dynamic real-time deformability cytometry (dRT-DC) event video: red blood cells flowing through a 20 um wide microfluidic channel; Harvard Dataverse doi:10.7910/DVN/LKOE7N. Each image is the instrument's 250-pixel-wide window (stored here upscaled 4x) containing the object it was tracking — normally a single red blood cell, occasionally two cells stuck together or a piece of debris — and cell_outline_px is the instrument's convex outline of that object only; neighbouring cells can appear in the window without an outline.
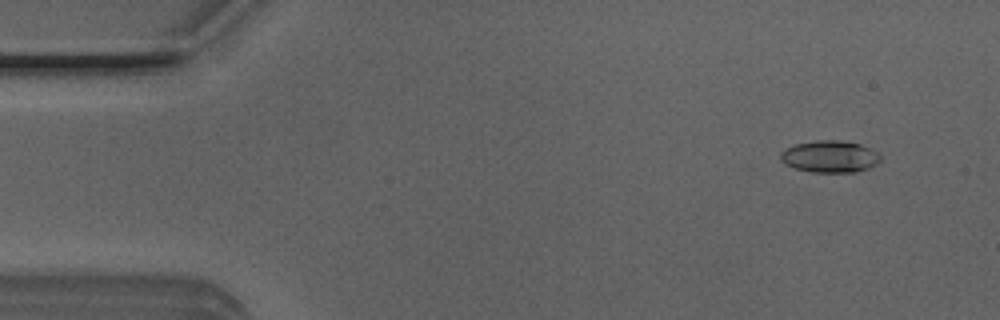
{"species": "Egyptian fruit bat (a non-hibernating species)", "species_latin": "Rousettus aegyptiacus", "temperature_condition": "room temperature", "stored_images_in_passage": 10, "camera_frame_rate_fps": 3000, "um_per_image_px": 0.085, "animal": {"sex": "male"}, "frame": {"image": 1, "passage_image": 2, "time_ms": 0.333, "image_size_px": [1000, 320], "cell_outline_px": [[880, 160], [876, 164], [868, 168], [856, 172], [812, 172], [796, 168], [784, 164], [780, 160], [780, 152], [796, 144], [816, 140], [836, 140], [860, 144], [876, 152], [880, 156]], "centroid_in_image_um": [70.51, 13.31], "position_along_channel_um": 14.5, "area_um2": 18.38}}